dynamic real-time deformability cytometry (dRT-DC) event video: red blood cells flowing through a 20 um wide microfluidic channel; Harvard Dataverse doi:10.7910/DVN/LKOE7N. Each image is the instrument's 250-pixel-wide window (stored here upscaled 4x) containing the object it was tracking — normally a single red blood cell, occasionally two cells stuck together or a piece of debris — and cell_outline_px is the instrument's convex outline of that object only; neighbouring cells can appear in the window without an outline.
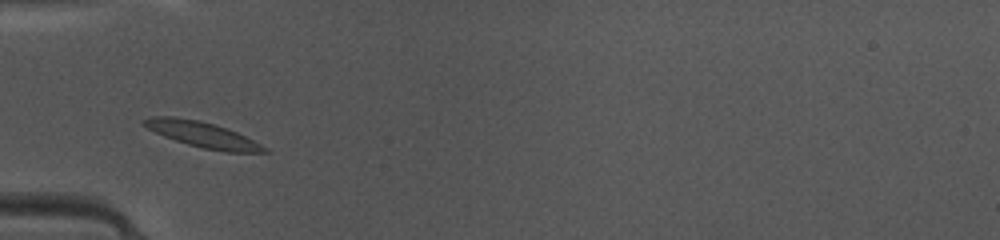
{"species": "common noctule bat (a hibernating species)", "species_latin": "Nyctalus noctula", "temperature_condition": "warm", "stored_images_in_passage": 38, "camera_frame_rate_fps": 3000, "um_per_image_px": 0.085, "animal": {"sex": "female", "body_mass_g": 10.0, "forearm_length_mm": 53.1}, "frame": {"image": 1, "passage_image": 6, "time_ms": 1.667, "image_size_px": [1000, 240], "cell_outline_px": [[268, 152], [224, 152], [204, 148], [188, 144], [164, 136], [148, 128], [140, 120], [152, 116], [172, 116], [200, 120], [228, 128], [268, 148]], "centroid_in_image_um": [17.2, 11.42], "position_along_channel_um": 67.8, "area_um2": 17.74}}
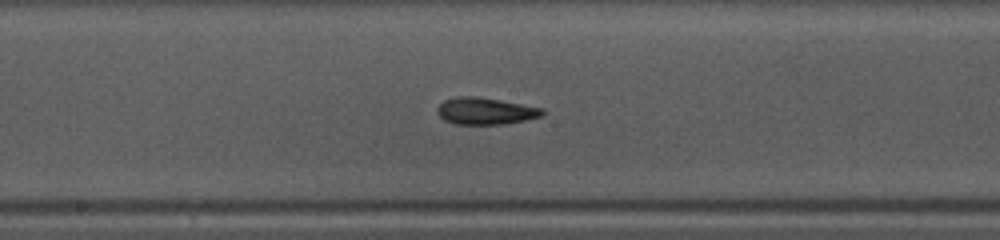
{"frame": {"image": 2, "passage_image": 16, "time_ms": 5.0, "image_size_px": [1000, 240], "cell_outline_px": [[548, 112], [544, 116], [504, 124], [456, 124], [444, 120], [436, 112], [436, 108], [444, 100], [460, 96], [476, 96], [500, 100], [544, 108]], "centroid_in_image_um": [41.3, 9.44], "position_along_channel_um": 206.9, "area_um2": 16.59}}
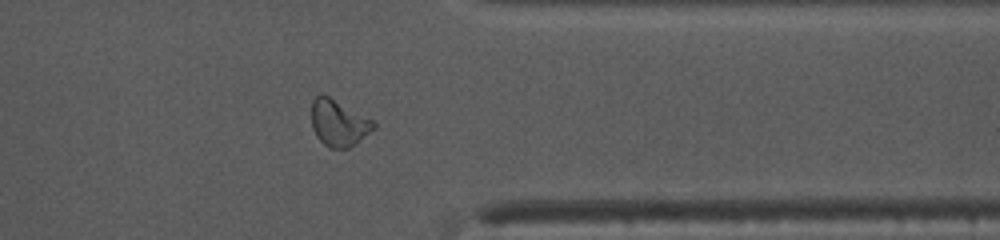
{"frame": {"image": 3, "passage_image": 29, "time_ms": 9.333, "image_size_px": [1000, 240], "cell_outline_px": [[376, 128], [356, 144], [348, 148], [328, 148], [316, 136], [312, 128], [312, 100], [320, 92], [376, 120]], "centroid_in_image_um": [28.82, 10.45], "position_along_channel_um": 382.6, "area_um2": 17.17}, "authors_computed_cell_mechanics": {"area_um2": 16.2707, "velocity_mm_per_s": 4.1773, "shape_relaxation_time_tau1_ms": 6.2668, "shape_relaxation_time_tau2_ms": 2.5838, "deformation_change_tau1": 0.2277, "deformation_change_tau2": 0.0935}}